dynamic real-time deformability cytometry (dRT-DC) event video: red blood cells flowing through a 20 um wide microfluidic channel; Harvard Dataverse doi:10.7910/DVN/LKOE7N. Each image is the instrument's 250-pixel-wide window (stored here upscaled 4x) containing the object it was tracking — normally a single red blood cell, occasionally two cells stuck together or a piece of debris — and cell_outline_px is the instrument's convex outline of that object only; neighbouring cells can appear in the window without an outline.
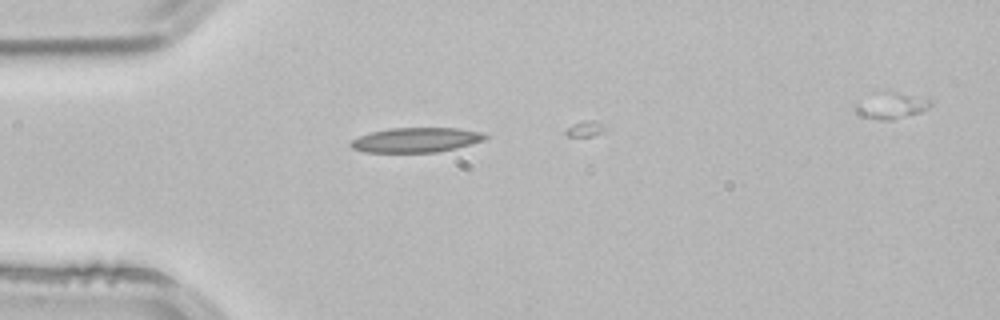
{"species": "common noctule bat (a hibernating species)", "species_latin": "Nyctalus noctula", "temperature_condition": "room temperature", "stored_images_in_passage": 2, "camera_frame_rate_fps": 3000, "um_per_image_px": 0.085, "animal": {"sex": "male", "body_mass_g": 21.5, "forearm_length_mm": 52.0}, "frame": {"image": 1, "passage_image": 1, "time_ms": 0.0, "image_size_px": [1000, 320], "cell_outline_px": [[488, 136], [484, 140], [456, 148], [436, 152], [364, 152], [352, 148], [348, 144], [352, 140], [360, 136], [372, 132], [388, 128], [456, 128], [480, 132]], "centroid_in_image_um": [35.34, 11.9], "position_along_channel_um": 49.7, "area_um2": 19.19}}